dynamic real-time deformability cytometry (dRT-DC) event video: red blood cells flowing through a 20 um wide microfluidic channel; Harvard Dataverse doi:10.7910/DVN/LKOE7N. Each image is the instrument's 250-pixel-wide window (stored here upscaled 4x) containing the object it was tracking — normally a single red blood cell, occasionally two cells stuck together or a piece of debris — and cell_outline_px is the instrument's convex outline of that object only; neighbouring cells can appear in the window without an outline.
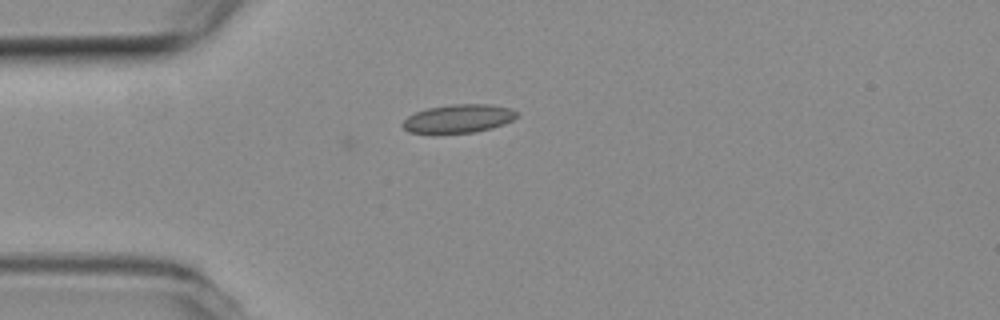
{"species": "common noctule bat (a hibernating species)", "species_latin": "Nyctalus noctula", "temperature_condition": "room temperature", "stored_images_in_passage": 32, "camera_frame_rate_fps": 3000, "um_per_image_px": 0.085, "animal": {"sex": "female", "body_mass_g": 19.3, "forearm_length_mm": 54.1}, "frame": {"image": 1, "passage_image": 1, "time_ms": 0.0, "image_size_px": [1000, 320], "cell_outline_px": [[516, 116], [512, 120], [504, 124], [492, 128], [476, 132], [408, 132], [400, 124], [408, 116], [416, 112], [428, 108], [452, 104], [492, 104], [512, 108], [516, 112]], "centroid_in_image_um": [38.99, 10.06], "position_along_channel_um": 46.0, "area_um2": 18.67}}
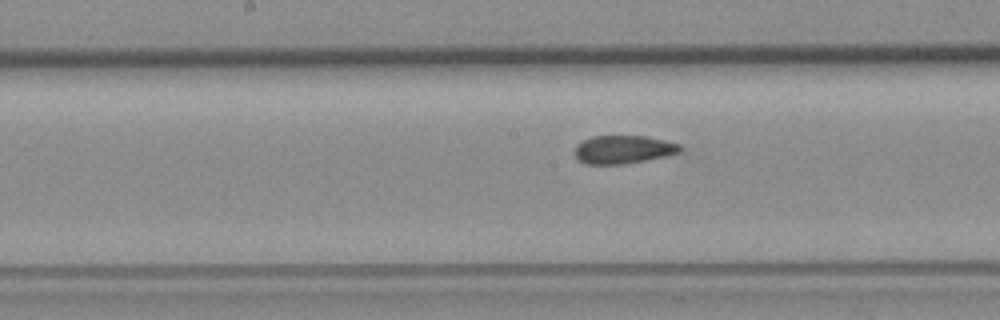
{"frame": {"image": 2, "passage_image": 14, "time_ms": 4.333, "image_size_px": [1000, 320], "cell_outline_px": [[684, 152], [668, 156], [624, 164], [584, 164], [576, 156], [576, 144], [592, 136], [644, 136], [664, 140], [680, 144], [684, 148]], "centroid_in_image_um": [53.05, 12.71], "position_along_channel_um": 195.1, "area_um2": 17.46}}
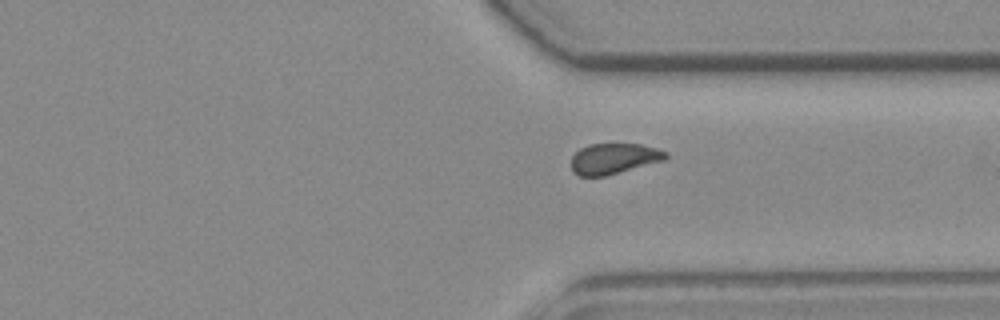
{"frame": {"image": 3, "passage_image": 27, "time_ms": 8.667, "image_size_px": [1000, 320], "cell_outline_px": [[668, 156], [664, 160], [604, 176], [580, 176], [572, 172], [572, 156], [580, 148], [588, 144], [640, 144], [656, 148], [668, 152]], "centroid_in_image_um": [52.16, 13.47], "position_along_channel_um": 359.2, "area_um2": 16.76}, "authors_computed_cell_mechanics": {"area_um2": 17.8313, "velocity_mm_per_s": 3.7872, "shape_relaxation_time_tau1_ms": null, "shape_relaxation_time_tau2_ms": 3.0576, "deformation_change_tau1": null, "deformation_change_tau2": 0.0623}}